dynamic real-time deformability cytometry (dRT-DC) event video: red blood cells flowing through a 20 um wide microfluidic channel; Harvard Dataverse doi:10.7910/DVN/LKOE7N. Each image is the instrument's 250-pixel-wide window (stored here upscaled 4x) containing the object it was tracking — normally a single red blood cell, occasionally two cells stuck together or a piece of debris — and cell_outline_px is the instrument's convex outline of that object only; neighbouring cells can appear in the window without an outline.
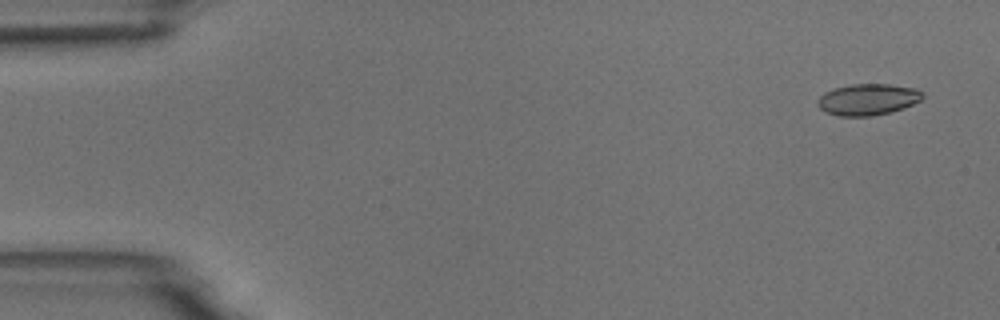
{"species": "common noctule bat (a hibernating species)", "species_latin": "Nyctalus noctula", "temperature_condition": "room temperature", "stored_images_in_passage": 4, "camera_frame_rate_fps": 3000, "um_per_image_px": 0.085, "animal": {"sex": "male", "body_mass_g": 18.8}, "frame": {"image": 1, "passage_image": 1, "time_ms": 0.0, "image_size_px": [1000, 320], "cell_outline_px": [[924, 96], [920, 100], [904, 108], [892, 112], [872, 116], [840, 116], [824, 112], [816, 104], [816, 100], [824, 92], [836, 88], [852, 84], [888, 84], [916, 88], [924, 92]], "centroid_in_image_um": [73.76, 8.46], "position_along_channel_um": 11.2, "area_um2": 19.36}}
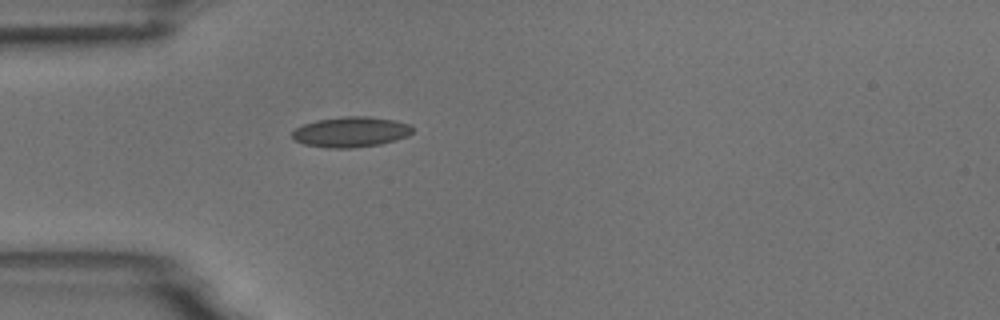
{"frame": {"image": 2, "passage_image": 4, "time_ms": 4.333, "image_size_px": [1000, 320], "cell_outline_px": [[412, 132], [408, 136], [380, 144], [352, 148], [328, 148], [304, 144], [296, 140], [292, 136], [292, 132], [296, 128], [304, 124], [316, 120], [344, 116], [368, 116], [396, 120], [412, 124]], "centroid_in_image_um": [29.85, 11.21], "position_along_channel_um": 55.2, "area_um2": 21.33}}